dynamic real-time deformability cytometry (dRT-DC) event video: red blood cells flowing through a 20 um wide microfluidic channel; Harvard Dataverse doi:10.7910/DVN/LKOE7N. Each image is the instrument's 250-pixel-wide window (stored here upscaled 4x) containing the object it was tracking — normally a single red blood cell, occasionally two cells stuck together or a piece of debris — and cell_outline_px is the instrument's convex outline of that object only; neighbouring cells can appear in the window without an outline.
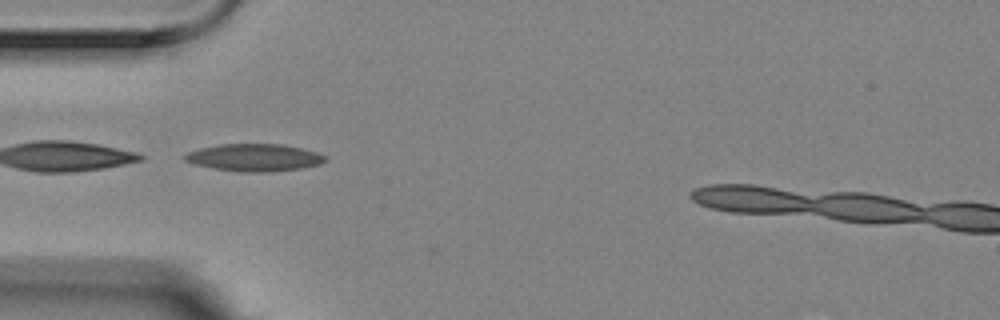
{"species": "Egyptian fruit bat (a non-hibernating species)", "species_latin": "Rousettus aegyptiacus", "temperature_condition": "room temperature", "stored_images_in_passage": 38, "camera_frame_rate_fps": 3000, "um_per_image_px": 0.085, "animal": {"sex": "female"}, "frame": {"image": 1, "passage_image": 3, "time_ms": 0.667, "image_size_px": [1000, 320], "cell_outline_px": [[328, 156], [320, 164], [300, 168], [268, 172], [240, 172], [212, 168], [196, 164], [184, 160], [184, 156], [188, 152], [200, 148], [220, 144], [280, 144], [300, 148], [316, 152]], "centroid_in_image_um": [21.61, 13.39], "position_along_channel_um": 63.4, "area_um2": 22.2}}